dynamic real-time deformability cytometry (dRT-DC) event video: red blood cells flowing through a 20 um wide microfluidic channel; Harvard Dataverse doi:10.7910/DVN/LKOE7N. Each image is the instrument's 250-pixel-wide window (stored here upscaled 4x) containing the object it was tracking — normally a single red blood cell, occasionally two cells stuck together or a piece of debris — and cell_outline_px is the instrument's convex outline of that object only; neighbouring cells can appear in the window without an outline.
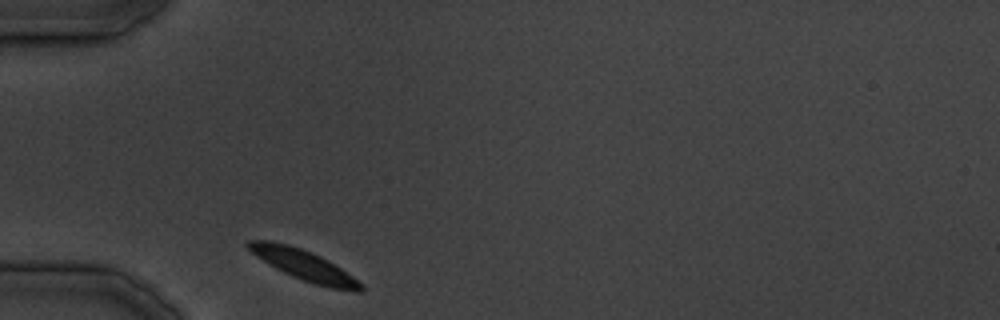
{"species": "common noctule bat (a hibernating species)", "species_latin": "Nyctalus noctula", "temperature_condition": "cold", "stored_images_in_passage": 22, "camera_frame_rate_fps": 3000, "um_per_image_px": 0.085, "animal": {"sex": "male", "body_mass_g": 19.5, "forearm_length_mm": 54.6}, "frame": {"image": 1, "passage_image": 1, "time_ms": 0.0, "image_size_px": [1000, 320], "cell_outline_px": [[364, 292], [356, 292], [332, 288], [316, 284], [292, 276], [268, 264], [256, 256], [244, 244], [248, 240], [268, 240], [288, 244], [300, 248], [320, 256], [328, 260], [352, 276], [364, 288]], "centroid_in_image_um": [25.8, 22.52], "position_along_channel_um": 59.2, "area_um2": 19.59}}
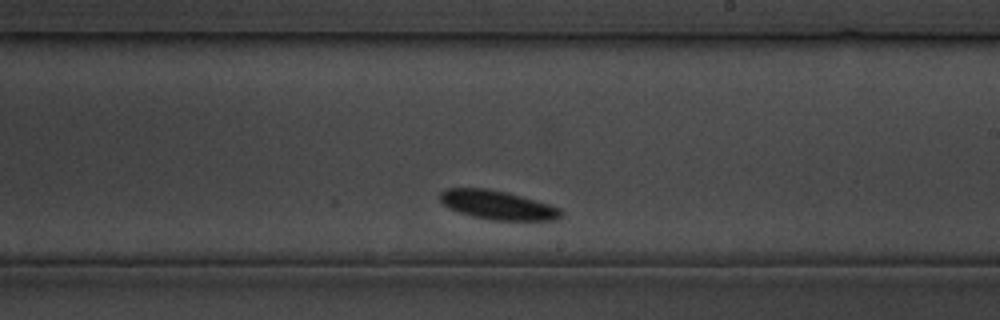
{"frame": {"image": 2, "passage_image": 13, "time_ms": 15.0, "image_size_px": [1000, 320], "cell_outline_px": [[564, 212], [560, 220], [492, 220], [472, 216], [460, 212], [444, 204], [440, 200], [440, 192], [448, 188], [488, 188], [508, 192], [548, 204], [560, 208]], "centroid_in_image_um": [42.34, 17.42], "position_along_channel_um": 246.7, "area_um2": 20.35}}